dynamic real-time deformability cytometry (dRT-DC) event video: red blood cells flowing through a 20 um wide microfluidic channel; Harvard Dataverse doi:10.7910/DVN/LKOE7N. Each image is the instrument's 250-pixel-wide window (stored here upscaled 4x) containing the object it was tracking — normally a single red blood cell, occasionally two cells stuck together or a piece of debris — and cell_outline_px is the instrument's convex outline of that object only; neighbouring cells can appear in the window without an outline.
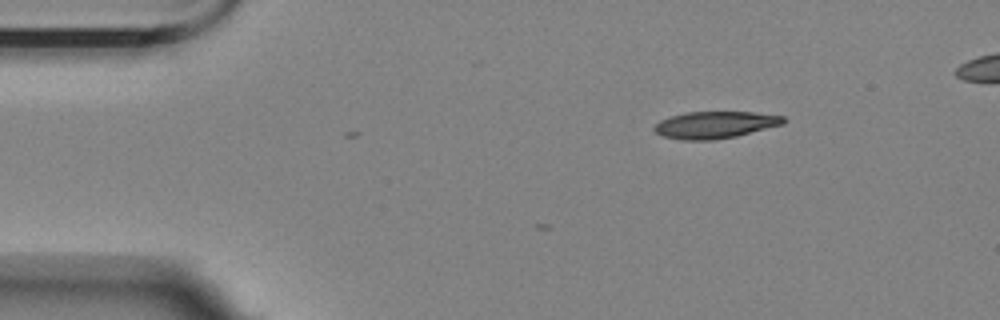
{"species": "Egyptian fruit bat (a non-hibernating species)", "species_latin": "Rousettus aegyptiacus", "temperature_condition": "room temperature", "stored_images_in_passage": 2, "camera_frame_rate_fps": 3000, "um_per_image_px": 0.085, "animal": {"sex": "female"}, "frame": {"image": 1, "passage_image": 2, "time_ms": 1.0, "image_size_px": [1000, 320], "cell_outline_px": [[784, 124], [736, 136], [716, 140], [684, 140], [660, 136], [652, 128], [660, 120], [668, 116], [688, 112], [756, 112], [784, 116]], "centroid_in_image_um": [60.75, 10.61], "position_along_channel_um": 24.3, "area_um2": 20.4}}